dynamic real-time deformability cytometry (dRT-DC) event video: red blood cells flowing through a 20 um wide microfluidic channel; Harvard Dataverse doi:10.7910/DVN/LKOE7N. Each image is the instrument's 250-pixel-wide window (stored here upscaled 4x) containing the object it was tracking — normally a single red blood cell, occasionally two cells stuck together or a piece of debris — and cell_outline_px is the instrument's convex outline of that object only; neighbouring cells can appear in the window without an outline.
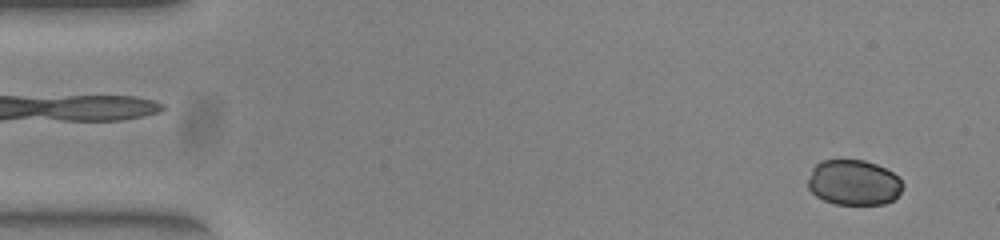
{"species": "common noctule bat (a hibernating species)", "species_latin": "Nyctalus noctula", "temperature_condition": "warm", "stored_images_in_passage": 53, "camera_frame_rate_fps": 3000, "um_per_image_px": 0.085, "animal": {"sex": "female", "body_mass_g": 23.0, "forearm_length_mm": 53.4}, "frame": {"image": 1, "passage_image": 3, "time_ms": 0.667, "image_size_px": [1000, 240], "cell_outline_px": [[904, 188], [892, 200], [884, 204], [836, 204], [824, 200], [816, 196], [808, 188], [808, 180], [812, 168], [820, 160], [864, 160], [876, 164], [892, 172], [904, 184]], "centroid_in_image_um": [72.55, 15.51], "position_along_channel_um": 12.4, "area_um2": 25.03}}
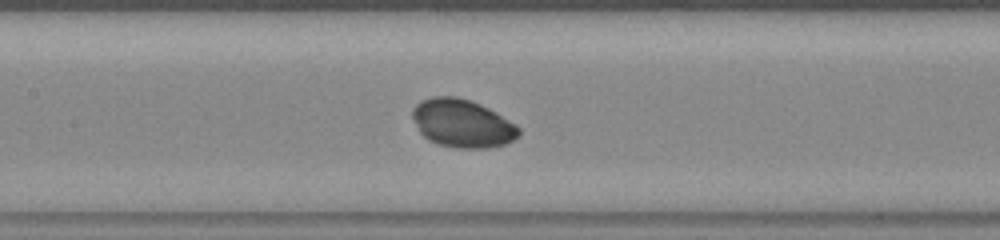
{"frame": {"image": 2, "passage_image": 24, "time_ms": 7.667, "image_size_px": [1000, 240], "cell_outline_px": [[520, 132], [512, 140], [504, 144], [488, 148], [456, 148], [440, 144], [428, 140], [420, 132], [412, 116], [412, 108], [420, 100], [432, 96], [456, 96], [480, 104], [496, 112], [516, 124], [520, 128]], "centroid_in_image_um": [39.28, 10.48], "position_along_channel_um": 168.1, "area_um2": 29.71}}
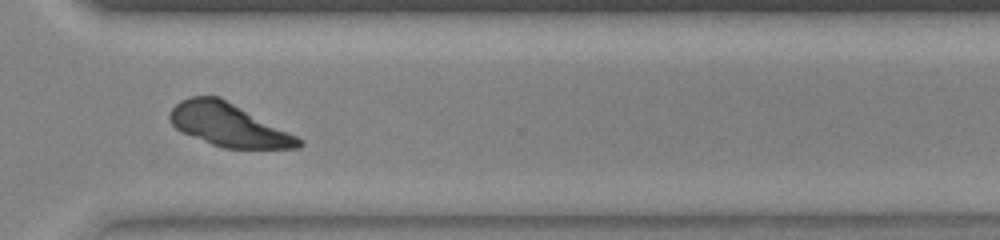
{"frame": {"image": 3, "passage_image": 38, "time_ms": 12.333, "image_size_px": [1000, 240], "cell_outline_px": [[304, 144], [300, 148], [224, 148], [212, 144], [180, 132], [168, 120], [168, 116], [172, 108], [180, 100], [188, 96], [220, 96], [304, 140]], "centroid_in_image_um": [19.4, 10.61], "position_along_channel_um": 351.2, "area_um2": 32.25}, "authors_computed_cell_mechanics": {"area_um2": 29.9982, "velocity_mm_per_s": 3.9302, "shape_relaxation_time_tau1_ms": 0.726, "shape_relaxation_time_tau2_ms": null, "deformation_change_tau1": 0.051, "deformation_change_tau2": null}}